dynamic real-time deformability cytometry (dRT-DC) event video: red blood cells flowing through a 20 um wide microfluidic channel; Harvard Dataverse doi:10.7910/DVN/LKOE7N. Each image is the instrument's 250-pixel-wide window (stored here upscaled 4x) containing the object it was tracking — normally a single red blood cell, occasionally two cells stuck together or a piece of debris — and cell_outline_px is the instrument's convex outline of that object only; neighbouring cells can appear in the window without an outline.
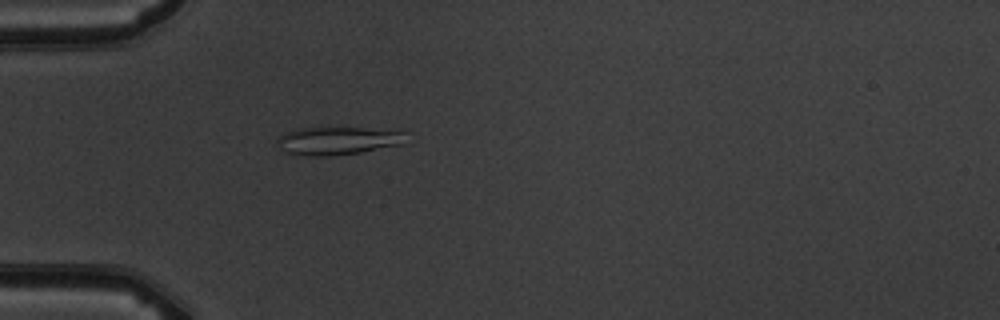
{"species": "common noctule bat (a hibernating species)", "species_latin": "Nyctalus noctula", "temperature_condition": "warm", "stored_images_in_passage": 5, "camera_frame_rate_fps": 3000, "um_per_image_px": 0.085, "animal": {"sex": "male", "body_mass_g": 19.5, "forearm_length_mm": 54.6}, "frame": {"image": 1, "passage_image": 5, "time_ms": 4.667, "image_size_px": [1000, 320], "cell_outline_px": [[404, 132], [400, 144], [360, 152], [332, 156], [312, 156], [288, 152], [280, 148], [276, 140], [280, 136], [296, 128], [364, 128]], "centroid_in_image_um": [28.62, 11.96], "position_along_channel_um": 56.4, "area_um2": 20.29}}